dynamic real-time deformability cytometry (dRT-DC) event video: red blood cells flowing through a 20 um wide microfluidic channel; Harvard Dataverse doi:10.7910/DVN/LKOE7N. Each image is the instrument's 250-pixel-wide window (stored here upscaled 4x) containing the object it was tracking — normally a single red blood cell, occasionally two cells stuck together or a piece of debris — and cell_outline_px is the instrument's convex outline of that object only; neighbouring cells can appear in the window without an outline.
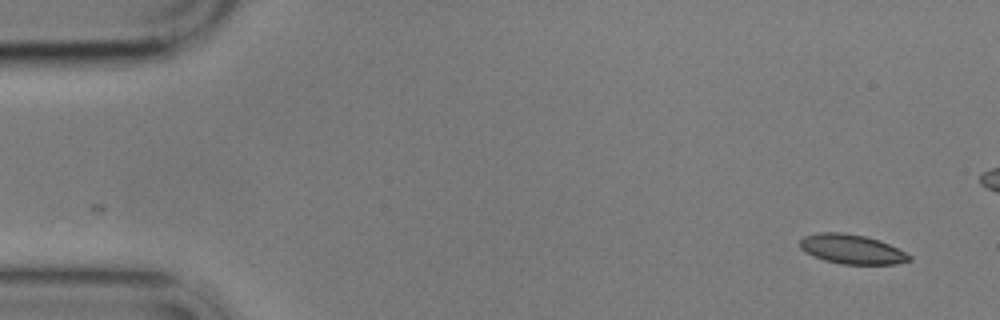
{"species": "common noctule bat (a hibernating species)", "species_latin": "Nyctalus noctula", "temperature_condition": "cold", "stored_images_in_passage": 5, "camera_frame_rate_fps": 3000, "um_per_image_px": 0.085, "animal": {"sex": "male", "body_mass_g": 17.9}, "frame": {"image": 1, "passage_image": 1, "time_ms": 0.0, "image_size_px": [1000, 320], "cell_outline_px": [[912, 260], [896, 264], [840, 264], [824, 260], [800, 248], [800, 240], [804, 236], [820, 232], [844, 232], [864, 236], [880, 240], [912, 256]], "centroid_in_image_um": [72.42, 21.18], "position_along_channel_um": 12.6, "area_um2": 18.61}}